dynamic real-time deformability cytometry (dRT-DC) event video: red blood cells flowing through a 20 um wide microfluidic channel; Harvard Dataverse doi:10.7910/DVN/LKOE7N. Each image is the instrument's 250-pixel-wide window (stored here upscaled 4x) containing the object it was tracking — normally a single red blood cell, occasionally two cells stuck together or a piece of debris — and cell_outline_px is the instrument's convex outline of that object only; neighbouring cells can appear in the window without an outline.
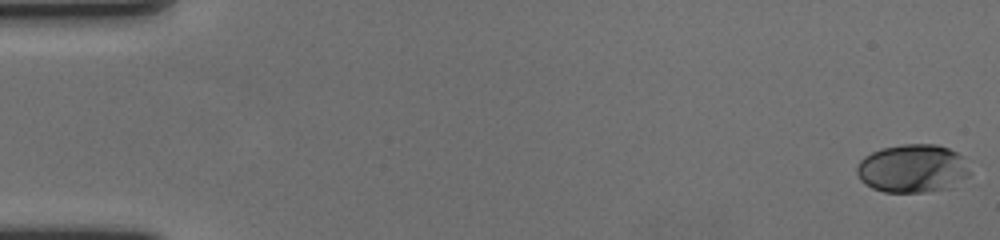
{"species": "human", "species_latin": "Homo sapiens", "temperature_condition": "cold", "stored_images_in_passage": 59, "camera_frame_rate_fps": 3000, "um_per_image_px": 0.085, "donor": {"sex": "female"}, "frame": {"image": 1, "passage_image": 1, "time_ms": 0.0, "image_size_px": [1000, 240], "cell_outline_px": [[968, 176], [952, 188], [924, 192], [884, 192], [872, 188], [864, 184], [860, 180], [856, 172], [856, 168], [860, 160], [864, 156], [880, 148], [904, 144], [936, 144], [948, 148], [964, 156], [968, 172]], "centroid_in_image_um": [77.55, 14.32], "position_along_channel_um": 7.5, "area_um2": 32.08}}
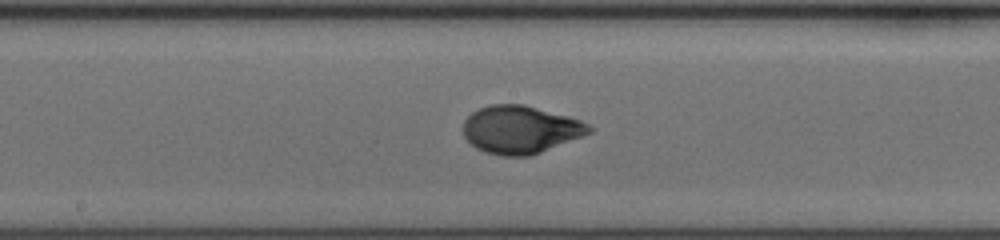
{"frame": {"image": 2, "passage_image": 32, "time_ms": 10.333, "image_size_px": [1000, 240], "cell_outline_px": [[596, 128], [592, 132], [540, 152], [528, 156], [500, 156], [484, 152], [476, 148], [464, 136], [464, 120], [472, 112], [488, 104], [524, 104], [568, 116], [580, 120]], "centroid_in_image_um": [44.23, 11.01], "position_along_channel_um": 204.0, "area_um2": 35.03}}
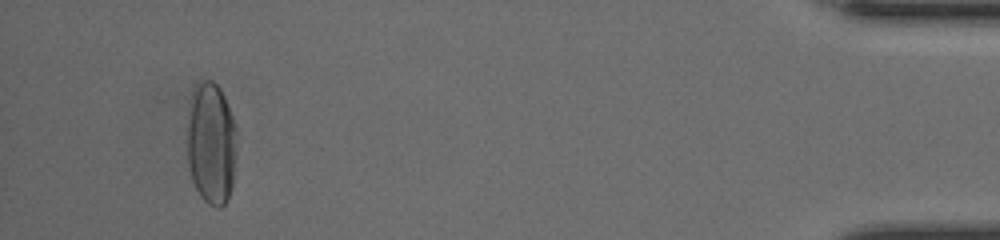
{"frame": {"image": 3, "passage_image": 56, "time_ms": 18.333, "image_size_px": [1000, 240], "cell_outline_px": [[236, 156], [232, 184], [228, 200], [220, 208], [216, 208], [208, 204], [200, 196], [192, 180], [188, 164], [188, 124], [192, 92], [196, 80], [212, 80], [220, 88], [236, 124]], "centroid_in_image_um": [17.96, 12.19], "position_along_channel_um": 417.2, "area_um2": 35.6}, "authors_computed_cell_mechanics": {"area_um2": 33.9286, "velocity_mm_per_s": 3.552, "shape_relaxation_time_tau1_ms": 5.488, "shape_relaxation_time_tau2_ms": null, "deformation_change_tau1": 0.2363, "deformation_change_tau2": null}}